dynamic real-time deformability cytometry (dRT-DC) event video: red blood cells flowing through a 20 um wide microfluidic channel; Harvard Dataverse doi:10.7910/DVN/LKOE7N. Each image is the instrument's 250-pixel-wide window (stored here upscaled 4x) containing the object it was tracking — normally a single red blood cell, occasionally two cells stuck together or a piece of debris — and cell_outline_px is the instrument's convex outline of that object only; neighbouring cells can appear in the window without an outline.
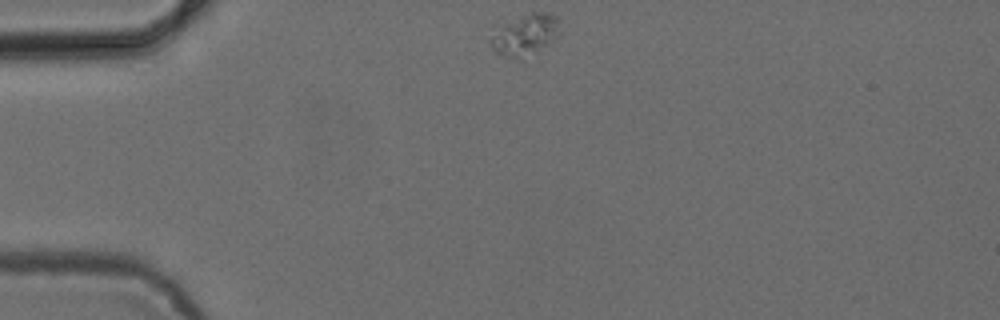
{"species": "common noctule bat (a hibernating species)", "species_latin": "Nyctalus noctula", "temperature_condition": "cold", "stored_images_in_passage": 43, "camera_frame_rate_fps": 3000, "um_per_image_px": 0.085, "animal": {"sex": "female", "body_mass_g": 24.6, "forearm_length_mm": 56.2}, "frame": {"image": 1, "passage_image": 1, "time_ms": 0.0, "image_size_px": [1000, 320], "cell_outline_px": [[560, 20], [556, 36], [552, 40], [536, 52], [516, 56], [500, 56], [488, 44], [488, 40], [492, 24], [532, 12], [548, 12], [560, 16]], "centroid_in_image_um": [44.51, 2.86], "position_along_channel_um": 40.5, "area_um2": 17.11}}
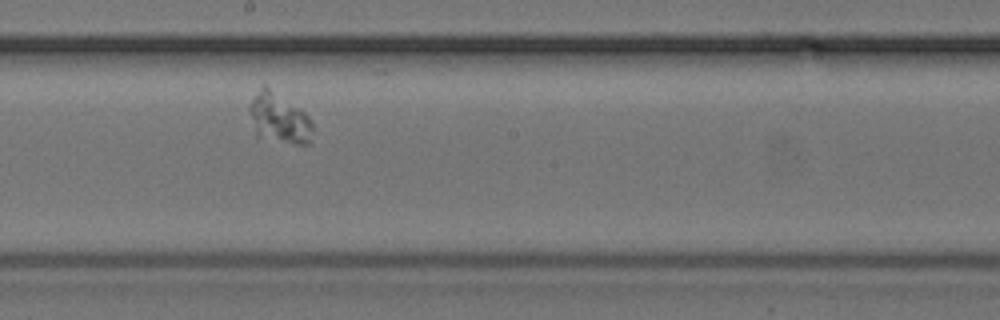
{"frame": {"image": 2, "passage_image": 19, "time_ms": 6.0, "image_size_px": [1000, 320], "cell_outline_px": [[312, 128], [308, 144], [296, 144], [256, 136], [248, 112], [248, 108], [252, 100], [264, 84], [300, 108], [312, 120]], "centroid_in_image_um": [23.7, 10.05], "position_along_channel_um": 224.5, "area_um2": 18.21}}
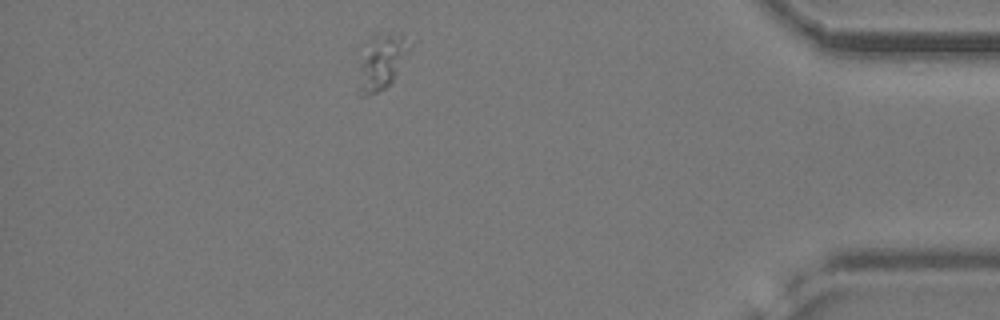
{"frame": {"image": 3, "passage_image": 37, "time_ms": 12.0, "image_size_px": [1000, 320], "cell_outline_px": [[412, 48], [392, 84], [368, 96], [360, 96], [360, 64], [372, 36], [376, 32], [400, 32], [412, 44]], "centroid_in_image_um": [32.54, 5.21], "position_along_channel_um": 402.7, "area_um2": 16.53}}